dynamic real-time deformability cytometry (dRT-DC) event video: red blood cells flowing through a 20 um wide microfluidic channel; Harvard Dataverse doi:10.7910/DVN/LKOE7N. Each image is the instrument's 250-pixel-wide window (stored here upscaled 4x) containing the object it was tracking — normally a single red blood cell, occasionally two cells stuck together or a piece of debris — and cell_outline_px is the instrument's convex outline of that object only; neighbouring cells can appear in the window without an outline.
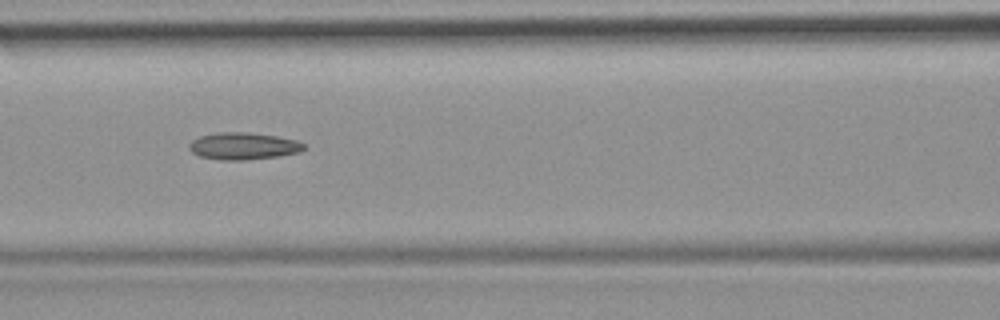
{"species": "common noctule bat (a hibernating species)", "species_latin": "Nyctalus noctula", "temperature_condition": "room temperature", "stored_images_in_passage": 31, "camera_frame_rate_fps": 3000, "um_per_image_px": 0.085, "animal": {"sex": "female", "body_mass_g": 19.9}, "frame": {"image": 1, "passage_image": 21, "time_ms": 6.667, "image_size_px": [1000, 320], "cell_outline_px": [[304, 148], [300, 152], [280, 156], [244, 160], [220, 160], [200, 156], [192, 152], [188, 148], [188, 144], [192, 140], [200, 136], [216, 132], [248, 132], [276, 136], [296, 140], [304, 144]], "centroid_in_image_um": [20.66, 12.41], "position_along_channel_um": 145.9, "area_um2": 18.15}}
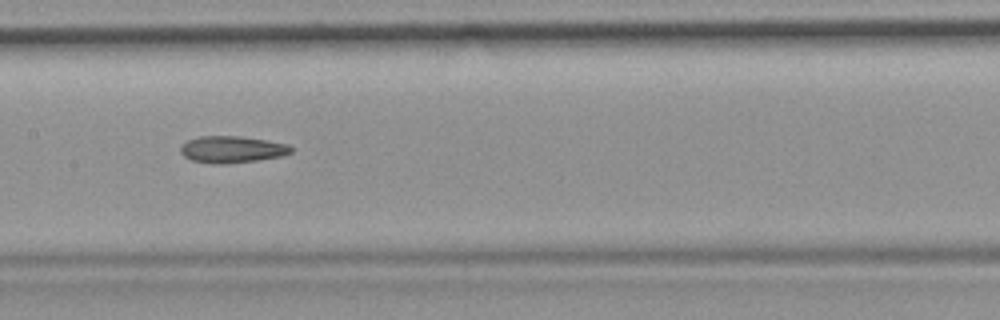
{"frame": {"image": 2, "passage_image": 24, "time_ms": 7.667, "image_size_px": [1000, 320], "cell_outline_px": [[292, 152], [280, 156], [256, 160], [224, 164], [212, 164], [192, 160], [184, 156], [180, 152], [180, 148], [188, 140], [200, 136], [240, 136], [268, 140], [288, 144], [292, 148]], "centroid_in_image_um": [19.72, 12.69], "position_along_channel_um": 187.7, "area_um2": 17.17}}